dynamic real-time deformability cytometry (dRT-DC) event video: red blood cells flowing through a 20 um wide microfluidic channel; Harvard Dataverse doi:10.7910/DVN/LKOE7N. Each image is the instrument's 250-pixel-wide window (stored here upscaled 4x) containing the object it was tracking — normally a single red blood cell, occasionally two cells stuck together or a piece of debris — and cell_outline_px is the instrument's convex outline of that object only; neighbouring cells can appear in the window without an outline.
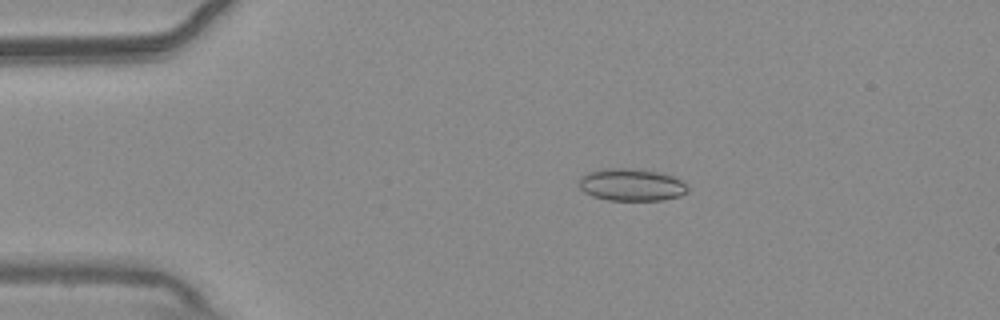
{"species": "common noctule bat (a hibernating species)", "species_latin": "Nyctalus noctula", "temperature_condition": "warm", "stored_images_in_passage": 55, "camera_frame_rate_fps": 3000, "um_per_image_px": 0.085, "animal": {"sex": "male", "body_mass_g": 20.4}, "frame": {"image": 1, "passage_image": 11, "time_ms": 3.333, "image_size_px": [1000, 320], "cell_outline_px": [[688, 192], [680, 196], [660, 200], [608, 200], [592, 196], [584, 192], [580, 188], [580, 180], [584, 176], [592, 172], [604, 168], [628, 168], [656, 172], [672, 176], [680, 180], [688, 188]], "centroid_in_image_um": [53.68, 15.72], "position_along_channel_um": 31.3, "area_um2": 20.06}}
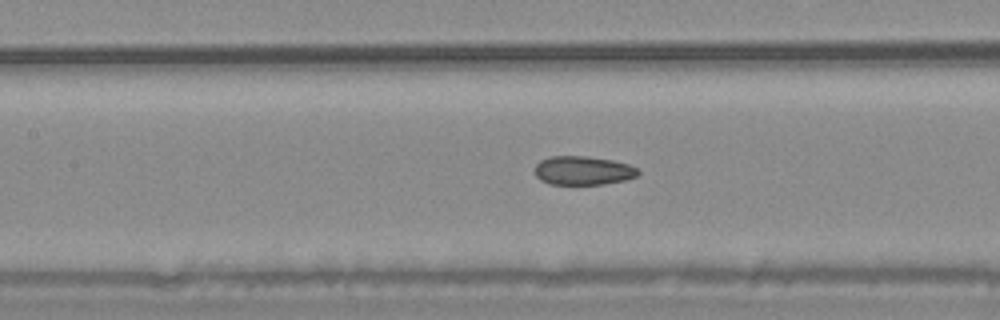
{"frame": {"image": 2, "passage_image": 25, "time_ms": 8.0, "image_size_px": [1000, 320], "cell_outline_px": [[640, 172], [636, 176], [624, 180], [604, 184], [552, 184], [540, 180], [536, 176], [536, 164], [540, 160], [552, 156], [584, 156], [612, 160], [628, 164], [636, 168]], "centroid_in_image_um": [49.55, 14.49], "position_along_channel_um": 157.9, "area_um2": 17.17}}
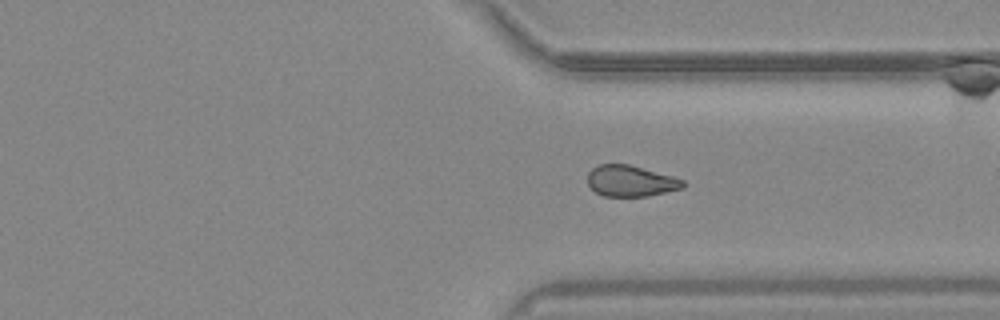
{"frame": {"image": 3, "passage_image": 41, "time_ms": 13.333, "image_size_px": [1000, 320], "cell_outline_px": [[684, 188], [648, 196], [604, 196], [596, 192], [588, 184], [588, 172], [592, 168], [600, 164], [628, 164], [672, 176], [684, 180]], "centroid_in_image_um": [53.61, 15.38], "position_along_channel_um": 357.8, "area_um2": 17.17}, "authors_computed_cell_mechanics": {"area_um2": 18.7272, "velocity_mm_per_s": 3.7456, "shape_relaxation_time_tau1_ms": null, "shape_relaxation_time_tau2_ms": 3.4842, "deformation_change_tau1": null, "deformation_change_tau2": 0.0848}}